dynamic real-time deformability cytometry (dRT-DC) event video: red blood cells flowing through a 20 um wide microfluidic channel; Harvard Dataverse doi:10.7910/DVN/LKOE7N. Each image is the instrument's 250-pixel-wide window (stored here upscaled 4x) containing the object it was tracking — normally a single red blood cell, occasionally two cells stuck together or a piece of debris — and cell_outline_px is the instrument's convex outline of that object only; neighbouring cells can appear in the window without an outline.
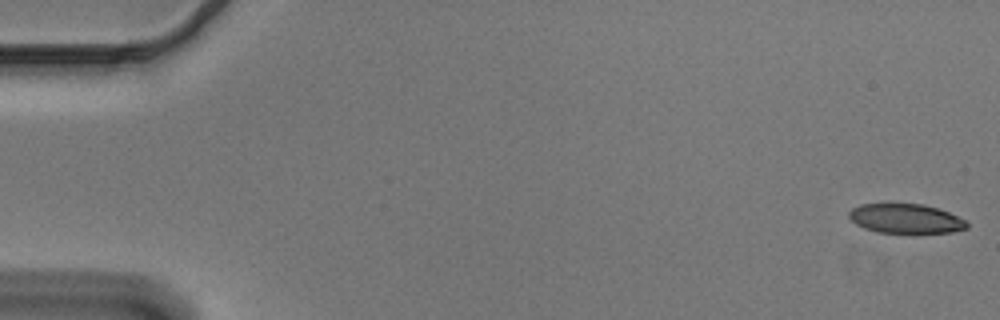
{"species": "Egyptian fruit bat (a non-hibernating species)", "species_latin": "Rousettus aegyptiacus", "temperature_condition": "cold", "stored_images_in_passage": 54, "camera_frame_rate_fps": 3000, "um_per_image_px": 0.085, "animal": {"sex": "male"}, "frame": {"image": 1, "passage_image": 1, "time_ms": 0.0, "image_size_px": [1000, 320], "cell_outline_px": [[968, 228], [952, 232], [876, 232], [864, 228], [856, 224], [848, 216], [848, 212], [852, 208], [860, 204], [924, 204], [948, 212], [964, 220], [968, 224]], "centroid_in_image_um": [76.95, 18.57], "position_along_channel_um": 8.0, "area_um2": 19.94}}
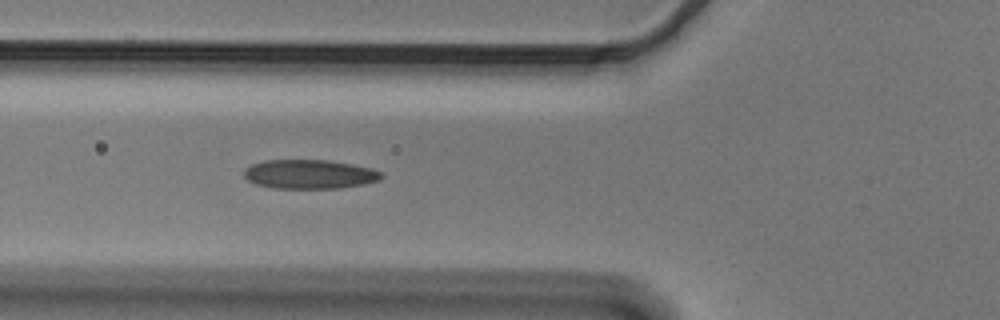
{"frame": {"image": 2, "passage_image": 20, "time_ms": 6.333, "image_size_px": [1000, 320], "cell_outline_px": [[384, 176], [380, 180], [364, 184], [340, 188], [272, 188], [256, 184], [248, 180], [244, 176], [244, 168], [252, 164], [264, 160], [328, 160], [352, 164], [372, 168], [380, 172]], "centroid_in_image_um": [26.31, 14.8], "position_along_channel_um": 99.5, "area_um2": 23.41}}
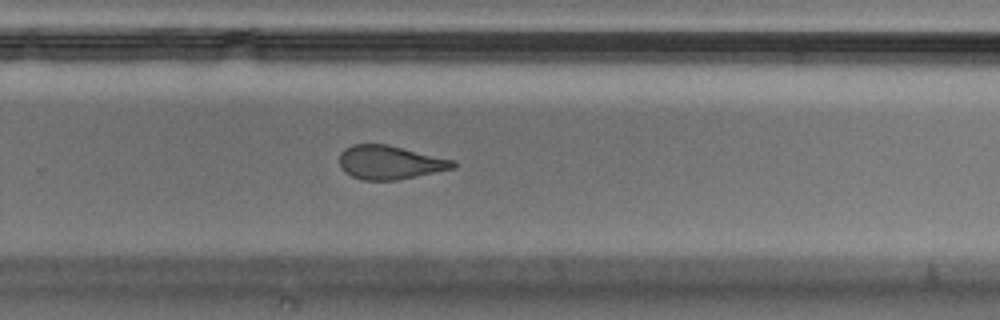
{"frame": {"image": 3, "passage_image": 36, "time_ms": 11.667, "image_size_px": [1000, 320], "cell_outline_px": [[456, 168], [396, 180], [364, 180], [352, 176], [344, 172], [340, 164], [340, 152], [344, 148], [352, 144], [388, 144], [456, 160]], "centroid_in_image_um": [33.16, 13.79], "position_along_channel_um": 296.6, "area_um2": 22.48}, "authors_computed_cell_mechanics": {"area_um2": 23.4668, "velocity_mm_per_s": 3.6894, "shape_relaxation_time_tau1_ms": 7.6484, "shape_relaxation_time_tau2_ms": 2.3296, "deformation_change_tau1": 0.2057, "deformation_change_tau2": 0.1064}}